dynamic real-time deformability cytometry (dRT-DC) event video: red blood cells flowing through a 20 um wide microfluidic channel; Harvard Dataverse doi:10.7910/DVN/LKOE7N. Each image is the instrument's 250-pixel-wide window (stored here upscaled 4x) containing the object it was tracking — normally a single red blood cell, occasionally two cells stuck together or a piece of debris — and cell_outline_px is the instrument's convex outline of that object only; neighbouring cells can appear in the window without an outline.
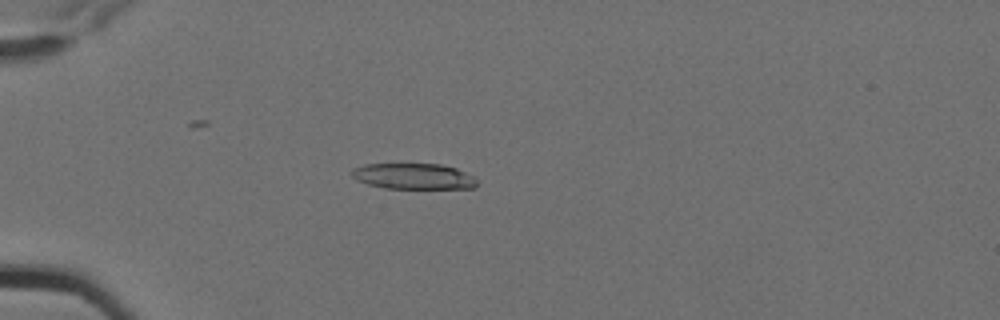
{"species": "Egyptian fruit bat (a non-hibernating species)", "species_latin": "Rousettus aegyptiacus", "temperature_condition": "cold", "stored_images_in_passage": 11, "camera_frame_rate_fps": 3000, "um_per_image_px": 0.085, "animal": {"sex": "female"}, "frame": {"image": 1, "passage_image": 4, "time_ms": 1.0, "image_size_px": [1000, 320], "cell_outline_px": [[476, 188], [384, 188], [368, 184], [356, 180], [348, 172], [352, 168], [364, 164], [440, 164], [456, 168], [476, 176]], "centroid_in_image_um": [35.13, 14.98], "position_along_channel_um": 49.9, "area_um2": 19.02}}
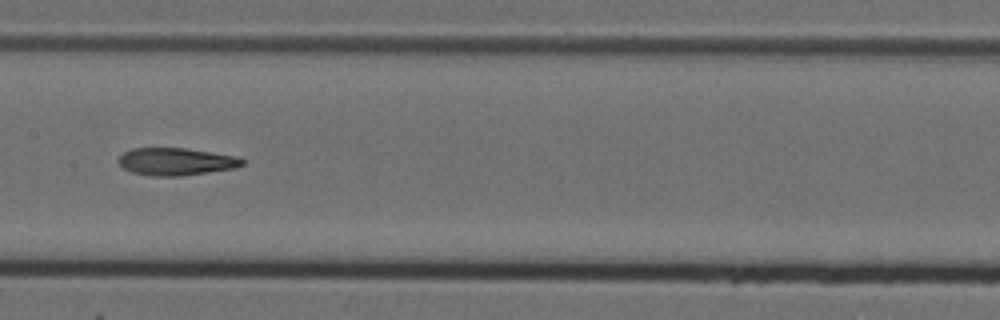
{"frame": {"image": 2, "passage_image": 8, "time_ms": 2.333, "image_size_px": [1000, 320], "cell_outline_px": [[244, 164], [236, 168], [180, 176], [152, 176], [132, 172], [124, 168], [116, 160], [124, 152], [132, 148], [188, 148], [236, 156], [244, 160]], "centroid_in_image_um": [14.96, 13.73], "position_along_channel_um": 192.4, "area_um2": 19.83}}
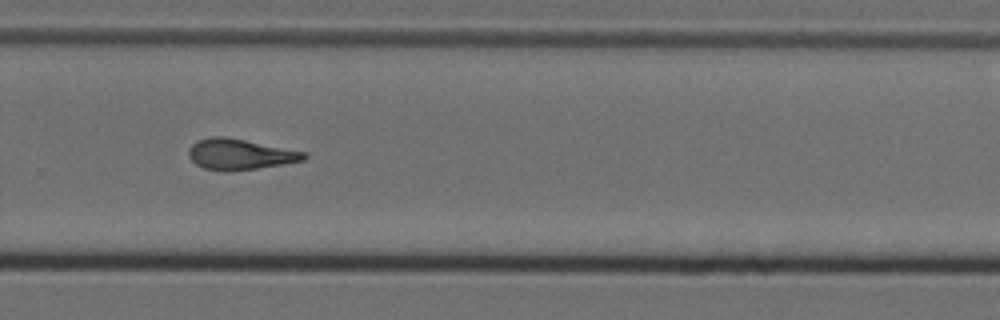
{"frame": {"image": 3, "passage_image": 11, "time_ms": 3.333, "image_size_px": [1000, 320], "cell_outline_px": [[308, 156], [304, 160], [284, 164], [228, 172], [224, 172], [204, 168], [196, 164], [188, 156], [188, 148], [196, 140], [208, 136], [224, 136], [304, 152]], "centroid_in_image_um": [20.32, 13.12], "position_along_channel_um": 309.5, "area_um2": 20.63}}